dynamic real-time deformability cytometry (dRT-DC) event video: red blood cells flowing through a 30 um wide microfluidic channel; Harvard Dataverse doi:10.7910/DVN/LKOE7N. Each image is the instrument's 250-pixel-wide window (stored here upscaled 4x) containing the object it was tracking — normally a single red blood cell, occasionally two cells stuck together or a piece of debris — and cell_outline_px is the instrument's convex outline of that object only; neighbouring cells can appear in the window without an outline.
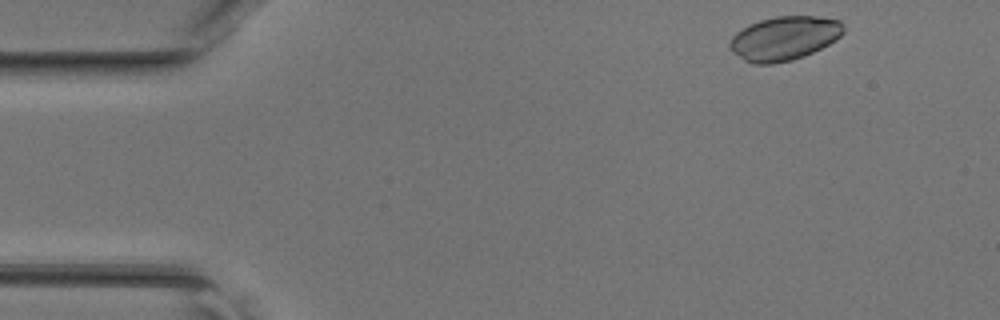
{"species": "common noctule bat (a hibernating species)", "species_latin": "Nyctalus noctula", "temperature_condition": "room temperature", "stored_images_in_passage": 43, "camera_frame_rate_fps": 3000, "um_per_image_px": 0.085, "animal": {"sex": "female", "body_mass_g": 17.0, "forearm_length_mm": 48.0}, "frame": {"image": 1, "passage_image": 1, "time_ms": 0.0, "image_size_px": [1000, 320], "cell_outline_px": [[844, 32], [836, 40], [804, 56], [792, 60], [772, 64], [752, 64], [744, 60], [732, 52], [728, 48], [728, 44], [732, 36], [736, 32], [760, 20], [776, 16], [816, 16], [840, 20], [844, 28]], "centroid_in_image_um": [66.64, 3.26], "position_along_channel_um": 18.4, "area_um2": 29.13}}
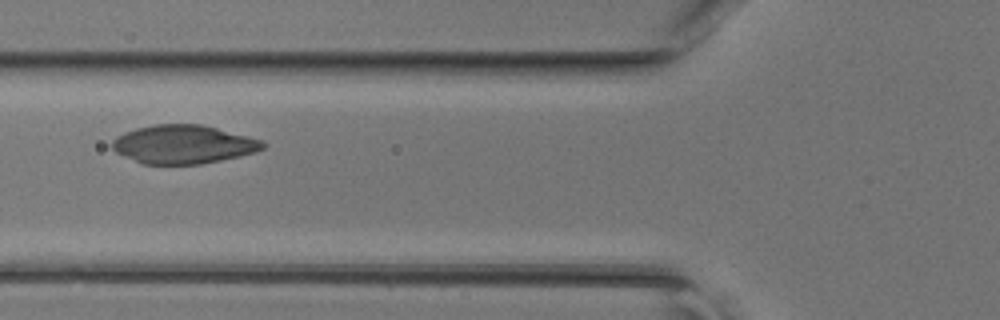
{"frame": {"image": 2, "passage_image": 14, "time_ms": 4.333, "image_size_px": [1000, 320], "cell_outline_px": [[268, 144], [264, 148], [256, 152], [240, 156], [200, 164], [144, 164], [116, 152], [112, 148], [112, 140], [116, 136], [124, 132], [136, 128], [156, 124], [200, 124], [264, 140]], "centroid_in_image_um": [15.61, 12.26], "position_along_channel_um": 110.2, "area_um2": 33.81}}
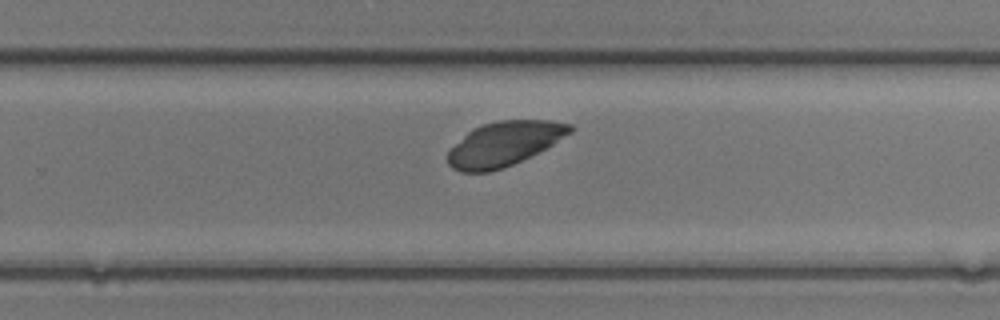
{"frame": {"image": 3, "passage_image": 26, "time_ms": 8.333, "image_size_px": [1000, 320], "cell_outline_px": [[576, 128], [572, 132], [552, 144], [512, 164], [488, 172], [460, 172], [452, 168], [448, 164], [448, 152], [472, 128], [484, 124], [500, 120], [548, 120], [572, 124]], "centroid_in_image_um": [42.86, 12.21], "position_along_channel_um": 286.9, "area_um2": 31.04}}